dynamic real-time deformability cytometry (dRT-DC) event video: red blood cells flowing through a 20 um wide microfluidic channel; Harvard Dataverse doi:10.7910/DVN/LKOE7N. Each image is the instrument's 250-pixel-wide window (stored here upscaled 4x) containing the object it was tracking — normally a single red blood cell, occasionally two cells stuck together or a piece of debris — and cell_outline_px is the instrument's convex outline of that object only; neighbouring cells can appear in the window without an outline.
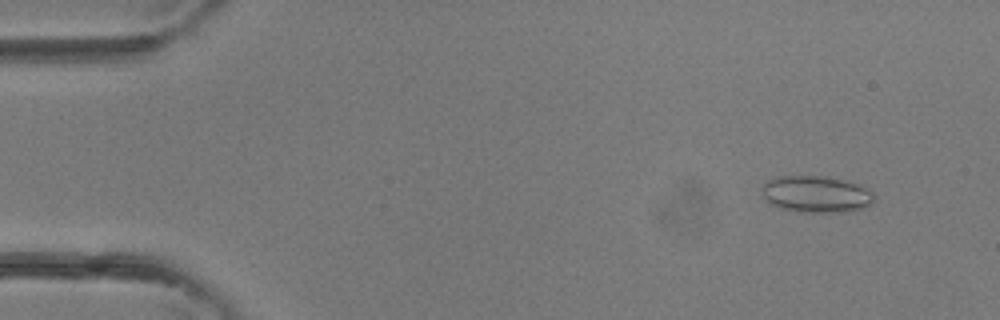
{"species": "common noctule bat (a hibernating species)", "species_latin": "Nyctalus noctula", "temperature_condition": "room temperature", "stored_images_in_passage": 38, "camera_frame_rate_fps": 3000, "um_per_image_px": 0.085, "animal": {"sex": "female"}, "frame": {"image": 1, "passage_image": 3, "time_ms": 0.667, "image_size_px": [1000, 320], "cell_outline_px": [[876, 200], [872, 204], [864, 208], [840, 212], [800, 212], [780, 208], [772, 204], [760, 192], [764, 184], [768, 180], [776, 176], [824, 176], [848, 180], [868, 188], [876, 196]], "centroid_in_image_um": [69.42, 16.5], "position_along_channel_um": 15.6, "area_um2": 24.28}}
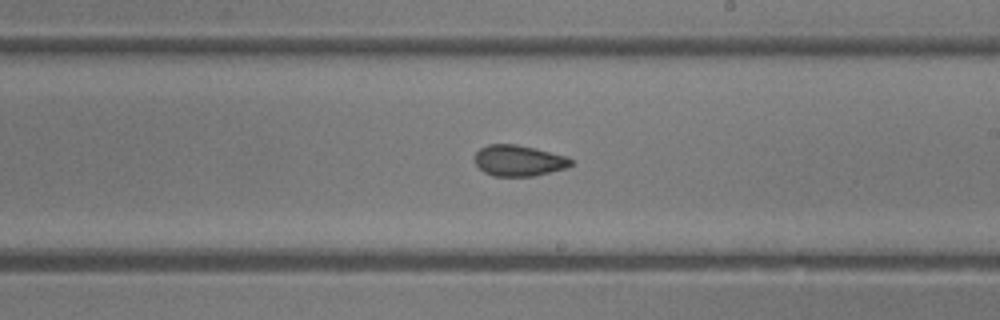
{"frame": {"image": 2, "passage_image": 22, "time_ms": 7.0, "image_size_px": [1000, 320], "cell_outline_px": [[572, 164], [568, 168], [532, 176], [492, 176], [484, 172], [476, 164], [476, 152], [480, 148], [488, 144], [516, 144], [536, 148], [568, 156], [572, 160]], "centroid_in_image_um": [44.12, 13.65], "position_along_channel_um": 244.9, "area_um2": 17.46}}
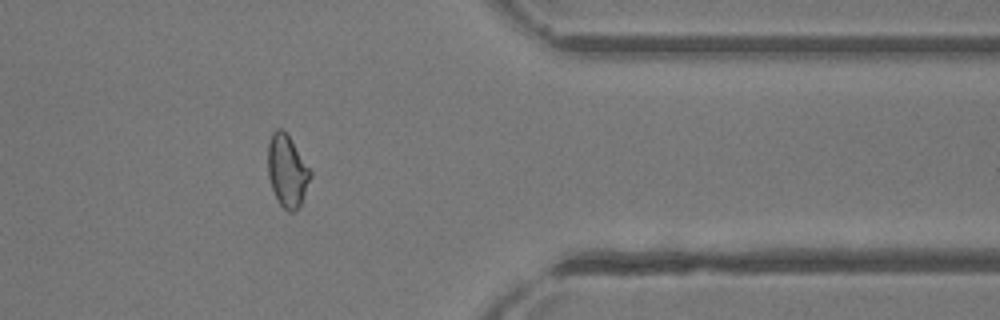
{"frame": {"image": 3, "passage_image": 31, "time_ms": 10.0, "image_size_px": [1000, 320], "cell_outline_px": [[312, 176], [300, 204], [292, 212], [288, 212], [280, 204], [272, 188], [268, 176], [268, 144], [272, 132], [276, 128], [280, 128], [288, 136], [312, 172]], "centroid_in_image_um": [24.4, 14.52], "position_along_channel_um": 387.0, "area_um2": 17.46}}